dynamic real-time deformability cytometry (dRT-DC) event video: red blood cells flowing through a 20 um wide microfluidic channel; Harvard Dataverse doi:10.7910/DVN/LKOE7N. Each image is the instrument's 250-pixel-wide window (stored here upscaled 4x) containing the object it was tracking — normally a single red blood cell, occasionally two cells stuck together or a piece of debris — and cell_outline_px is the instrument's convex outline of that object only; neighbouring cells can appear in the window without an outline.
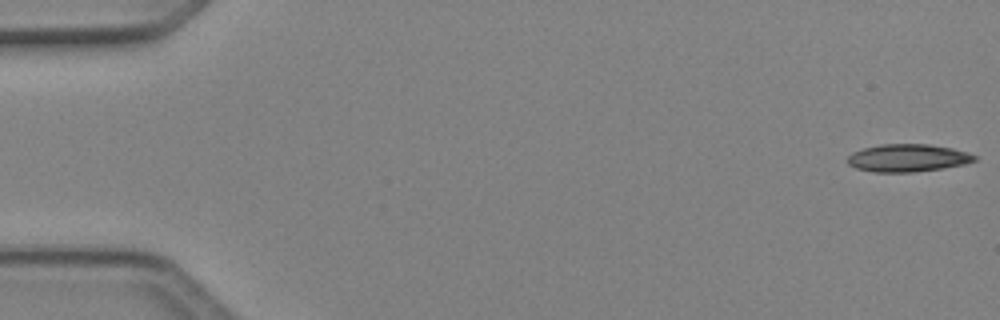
{"species": "Egyptian fruit bat (a non-hibernating species)", "species_latin": "Rousettus aegyptiacus", "temperature_condition": "cold", "stored_images_in_passage": 5, "camera_frame_rate_fps": 3000, "um_per_image_px": 0.085, "animal": {"sex": "female"}, "frame": {"image": 1, "passage_image": 1, "time_ms": 0.0, "image_size_px": [1000, 320], "cell_outline_px": [[976, 160], [964, 164], [944, 168], [916, 172], [872, 172], [856, 168], [848, 164], [844, 160], [852, 152], [864, 148], [880, 144], [928, 144], [952, 148], [968, 152], [976, 156]], "centroid_in_image_um": [77.13, 13.43], "position_along_channel_um": 7.9, "area_um2": 20.63}}
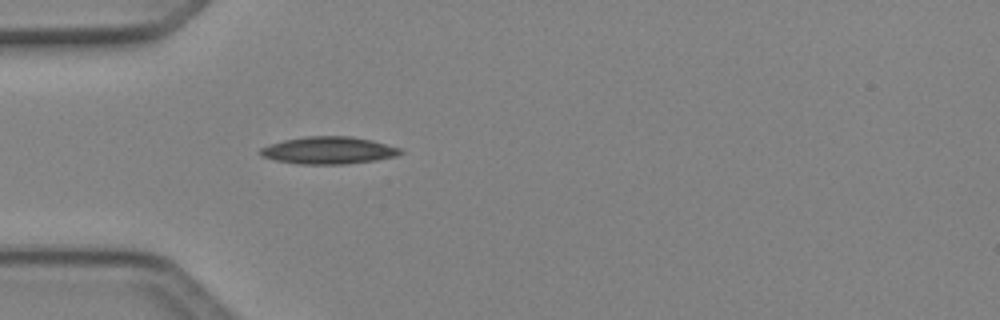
{"frame": {"image": 2, "passage_image": 5, "time_ms": 1.333, "image_size_px": [1000, 320], "cell_outline_px": [[404, 152], [396, 156], [376, 160], [344, 164], [300, 164], [276, 160], [260, 156], [260, 148], [284, 140], [308, 136], [352, 136], [372, 140], [400, 148]], "centroid_in_image_um": [27.95, 12.78], "position_along_channel_um": 57.0, "area_um2": 22.14}}